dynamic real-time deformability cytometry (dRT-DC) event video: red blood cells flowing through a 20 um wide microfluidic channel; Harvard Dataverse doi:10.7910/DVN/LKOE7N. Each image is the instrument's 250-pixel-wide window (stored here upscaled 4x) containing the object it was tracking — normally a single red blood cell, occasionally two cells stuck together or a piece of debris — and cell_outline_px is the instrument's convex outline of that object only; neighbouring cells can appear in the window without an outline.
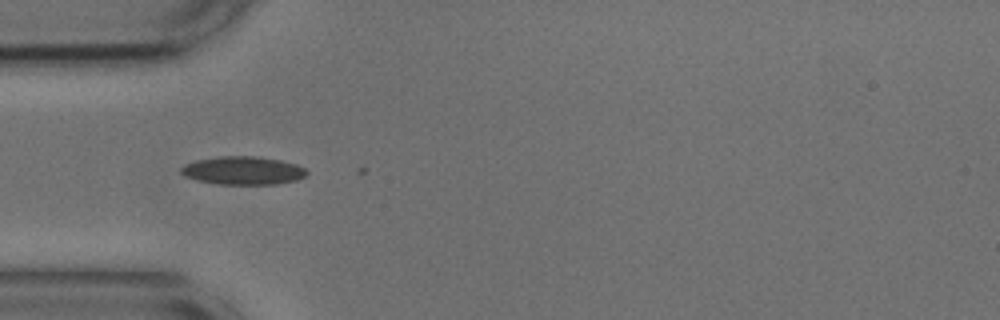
{"species": "common noctule bat (a hibernating species)", "species_latin": "Nyctalus noctula", "temperature_condition": "cold", "stored_images_in_passage": 2, "camera_frame_rate_fps": 3000, "um_per_image_px": 0.085, "animal": {"sex": "male", "body_mass_g": 17.9, "forearm_length_mm": 54.2}, "frame": {"image": 1, "passage_image": 1, "time_ms": 0.0, "image_size_px": [1000, 320], "cell_outline_px": [[308, 172], [304, 176], [296, 180], [276, 184], [220, 184], [196, 180], [184, 176], [180, 172], [180, 168], [184, 164], [196, 160], [220, 156], [260, 156], [280, 160], [296, 164], [304, 168]], "centroid_in_image_um": [20.63, 14.49], "position_along_channel_um": 64.4, "area_um2": 20.69}}